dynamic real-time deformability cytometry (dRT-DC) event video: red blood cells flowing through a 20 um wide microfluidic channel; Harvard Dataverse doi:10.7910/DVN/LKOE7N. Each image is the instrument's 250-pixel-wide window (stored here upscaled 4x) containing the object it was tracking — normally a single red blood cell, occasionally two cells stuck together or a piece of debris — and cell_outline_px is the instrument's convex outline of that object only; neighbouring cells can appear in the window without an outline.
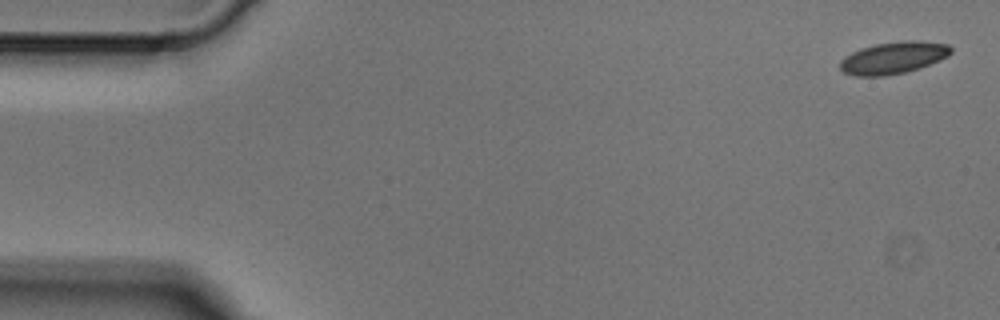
{"species": "Egyptian fruit bat (a non-hibernating species)", "species_latin": "Rousettus aegyptiacus", "temperature_condition": "cold", "stored_images_in_passage": 5, "camera_frame_rate_fps": 3000, "um_per_image_px": 0.085, "animal": {"sex": "male"}, "frame": {"image": 1, "passage_image": 1, "time_ms": 0.0, "image_size_px": [1000, 320], "cell_outline_px": [[952, 52], [948, 56], [940, 60], [920, 68], [904, 72], [884, 76], [856, 76], [844, 72], [840, 68], [840, 60], [844, 56], [860, 48], [876, 44], [904, 40], [920, 40], [948, 44], [952, 48]], "centroid_in_image_um": [75.95, 4.9], "position_along_channel_um": 9.1, "area_um2": 20.81}}
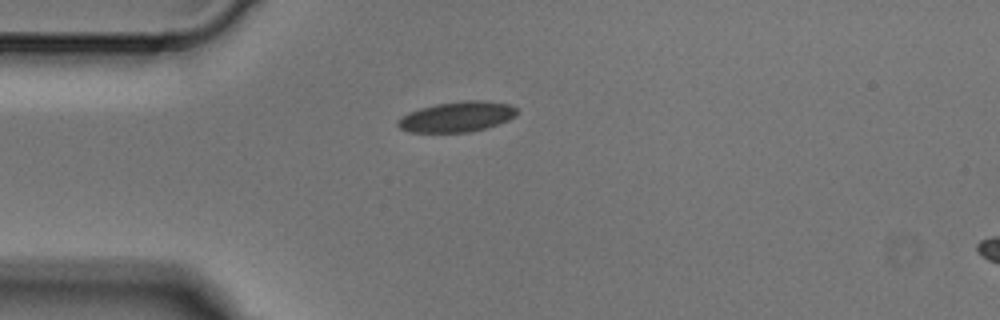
{"frame": {"image": 2, "passage_image": 4, "time_ms": 1.0, "image_size_px": [1000, 320], "cell_outline_px": [[516, 116], [508, 120], [488, 128], [468, 132], [412, 132], [400, 128], [396, 124], [396, 120], [408, 112], [420, 108], [436, 104], [464, 100], [484, 100], [508, 104], [516, 108]], "centroid_in_image_um": [38.83, 9.92], "position_along_channel_um": 46.2, "area_um2": 21.1}}